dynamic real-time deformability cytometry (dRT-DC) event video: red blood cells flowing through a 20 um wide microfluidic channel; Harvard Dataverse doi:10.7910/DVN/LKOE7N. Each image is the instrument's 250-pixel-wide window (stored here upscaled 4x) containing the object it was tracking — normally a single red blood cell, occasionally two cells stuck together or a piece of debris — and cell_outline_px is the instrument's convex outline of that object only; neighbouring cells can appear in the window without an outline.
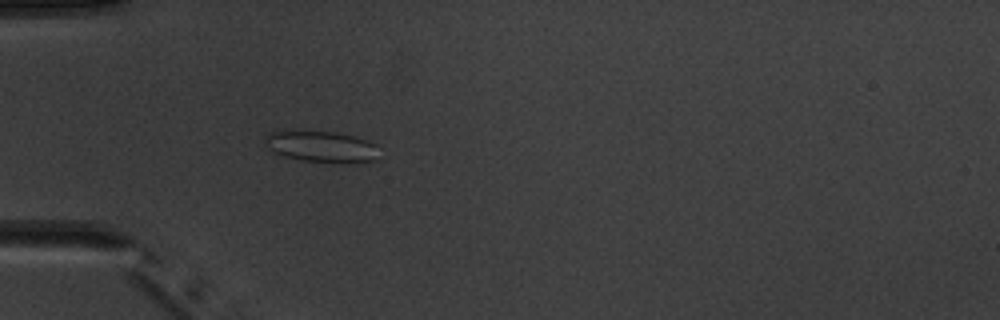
{"species": "common noctule bat (a hibernating species)", "species_latin": "Nyctalus noctula", "temperature_condition": "warm", "stored_images_in_passage": 5, "camera_frame_rate_fps": 3000, "um_per_image_px": 0.085, "animal": {"sex": "male", "body_mass_g": 20.1, "forearm_length_mm": 53.5}, "frame": {"image": 1, "passage_image": 5, "time_ms": 4.667, "image_size_px": [1000, 320], "cell_outline_px": [[376, 144], [372, 160], [300, 160], [284, 156], [272, 152], [268, 148], [264, 140], [264, 136], [268, 132], [276, 128], [284, 128], [336, 132], [356, 136]], "centroid_in_image_um": [27.06, 12.34], "position_along_channel_um": 57.9, "area_um2": 20.52}}